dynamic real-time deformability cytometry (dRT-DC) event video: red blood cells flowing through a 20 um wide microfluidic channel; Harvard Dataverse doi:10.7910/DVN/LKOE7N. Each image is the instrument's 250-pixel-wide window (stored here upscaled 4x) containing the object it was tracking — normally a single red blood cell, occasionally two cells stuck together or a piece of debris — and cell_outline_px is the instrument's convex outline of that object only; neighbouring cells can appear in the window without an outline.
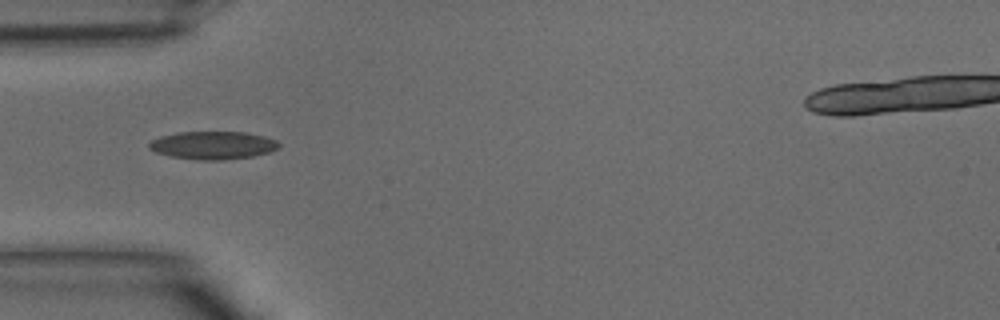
{"species": "common noctule bat (a hibernating species)", "species_latin": "Nyctalus noctula", "temperature_condition": "warm", "stored_images_in_passage": 6, "camera_frame_rate_fps": 3000, "um_per_image_px": 0.085, "animal": {"sex": "male", "body_mass_g": 15.6}, "frame": {"image": 1, "passage_image": 3, "time_ms": 0.667, "image_size_px": [1000, 320], "cell_outline_px": [[280, 144], [276, 148], [268, 152], [252, 156], [220, 160], [196, 160], [172, 156], [156, 152], [148, 148], [148, 144], [152, 140], [160, 136], [176, 132], [248, 132], [264, 136], [276, 140]], "centroid_in_image_um": [18.07, 12.34], "position_along_channel_um": 66.9, "area_um2": 21.04}}